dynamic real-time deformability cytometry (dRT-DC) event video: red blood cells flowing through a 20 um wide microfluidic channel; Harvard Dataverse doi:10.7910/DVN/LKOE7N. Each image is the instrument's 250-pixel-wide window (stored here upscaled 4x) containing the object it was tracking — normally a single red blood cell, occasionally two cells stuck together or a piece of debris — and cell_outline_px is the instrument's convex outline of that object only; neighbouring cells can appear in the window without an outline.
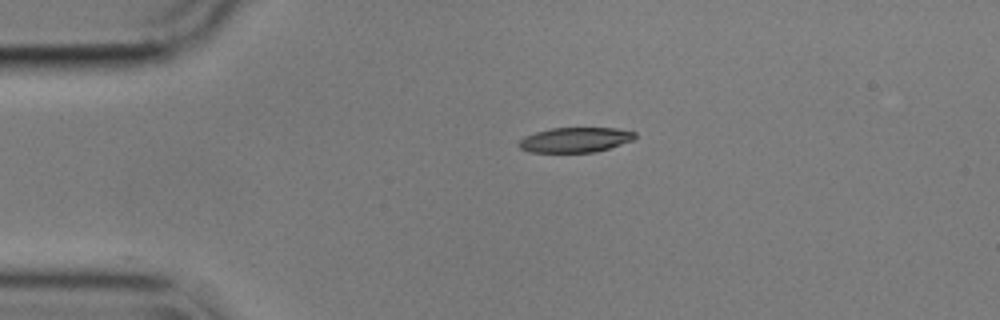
{"species": "common noctule bat (a hibernating species)", "species_latin": "Nyctalus noctula", "temperature_condition": "cold", "stored_images_in_passage": 41, "camera_frame_rate_fps": 3000, "um_per_image_px": 0.085, "animal": {"sex": "male", "body_mass_g": 17.9}, "frame": {"image": 1, "passage_image": 1, "time_ms": 0.0, "image_size_px": [1000, 320], "cell_outline_px": [[636, 136], [632, 140], [596, 152], [528, 152], [520, 148], [516, 144], [524, 136], [536, 132], [552, 128], [616, 128], [636, 132]], "centroid_in_image_um": [48.86, 11.88], "position_along_channel_um": 36.1, "area_um2": 16.82}}
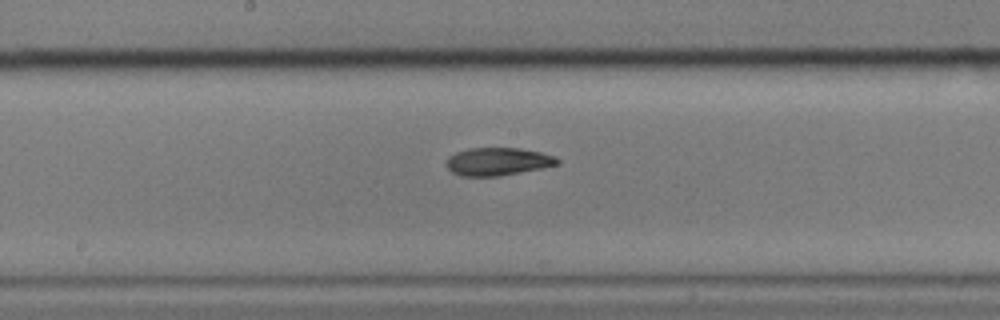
{"frame": {"image": 2, "passage_image": 18, "time_ms": 5.667, "image_size_px": [1000, 320], "cell_outline_px": [[560, 164], [544, 168], [500, 176], [460, 176], [452, 172], [444, 164], [448, 156], [456, 152], [468, 148], [520, 148], [540, 152], [552, 156], [560, 160]], "centroid_in_image_um": [42.29, 13.73], "position_along_channel_um": 205.9, "area_um2": 18.21}}
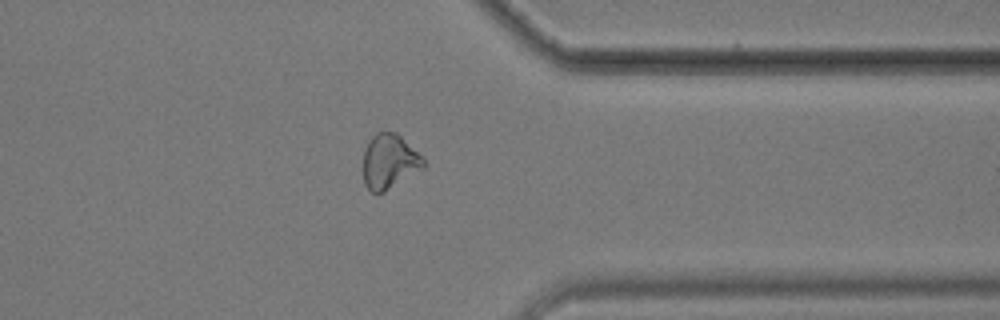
{"frame": {"image": 3, "passage_image": 33, "time_ms": 10.667, "image_size_px": [1000, 320], "cell_outline_px": [[424, 168], [384, 192], [372, 192], [364, 184], [364, 148], [368, 140], [376, 132], [396, 132], [424, 160]], "centroid_in_image_um": [33.06, 13.73], "position_along_channel_um": 378.3, "area_um2": 18.9}}